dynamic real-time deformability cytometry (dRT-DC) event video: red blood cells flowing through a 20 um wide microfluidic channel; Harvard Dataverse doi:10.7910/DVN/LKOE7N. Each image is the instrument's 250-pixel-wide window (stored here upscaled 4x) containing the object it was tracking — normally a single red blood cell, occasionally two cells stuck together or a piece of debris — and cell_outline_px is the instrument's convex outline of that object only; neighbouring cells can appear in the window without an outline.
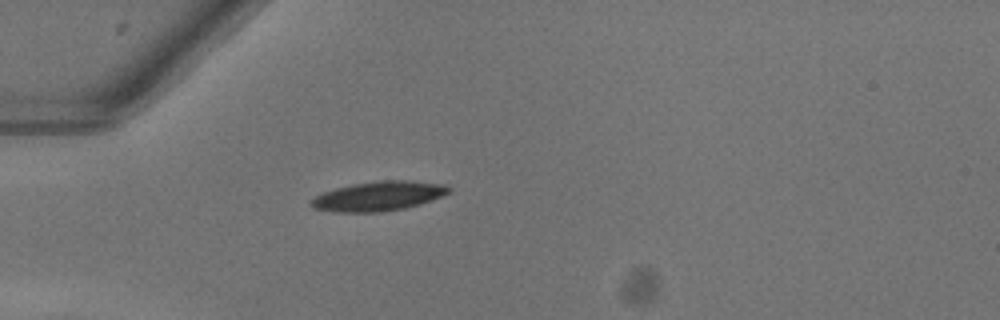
{"species": "common noctule bat (a hibernating species)", "species_latin": "Nyctalus noctula", "temperature_condition": "warm", "stored_images_in_passage": 34, "camera_frame_rate_fps": 3000, "um_per_image_px": 0.085, "animal": {"sex": "female"}, "frame": {"image": 1, "passage_image": 1, "time_ms": 0.0, "image_size_px": [1000, 320], "cell_outline_px": [[452, 188], [448, 192], [432, 200], [420, 204], [404, 208], [380, 212], [332, 212], [312, 208], [308, 204], [308, 200], [324, 192], [336, 188], [352, 184], [380, 180], [404, 180], [444, 184]], "centroid_in_image_um": [32.11, 16.67], "position_along_channel_um": 52.9, "area_um2": 23.7}}
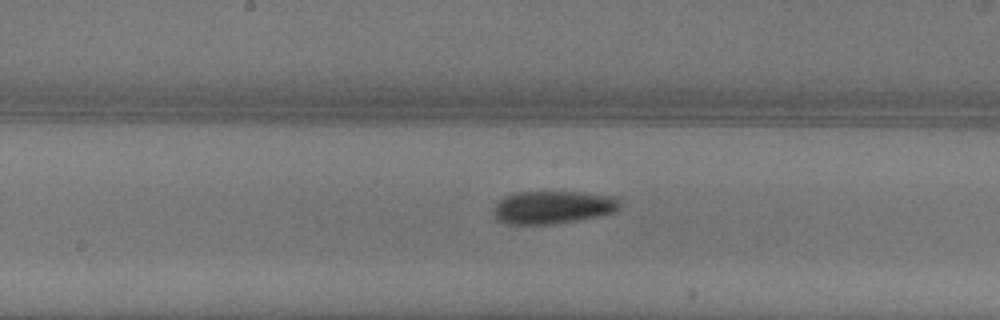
{"frame": {"image": 2, "passage_image": 13, "time_ms": 4.0, "image_size_px": [1000, 320], "cell_outline_px": [[620, 208], [616, 212], [600, 216], [576, 220], [544, 224], [508, 224], [500, 220], [492, 212], [496, 204], [504, 196], [516, 192], [584, 192], [616, 196], [620, 200]], "centroid_in_image_um": [47.05, 17.6], "position_along_channel_um": 201.2, "area_um2": 24.22}}
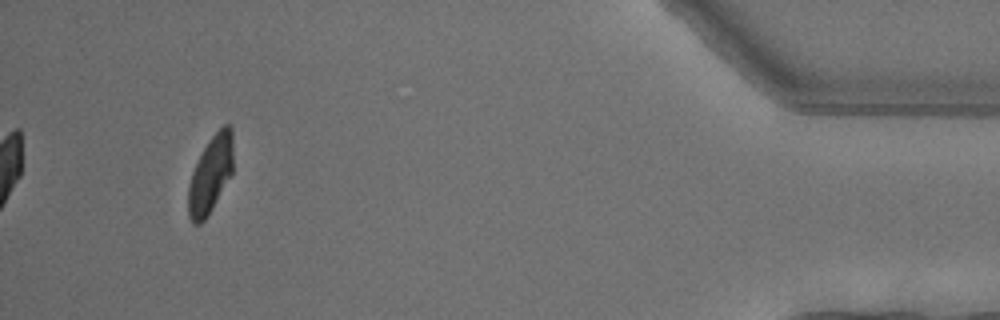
{"frame": {"image": 3, "passage_image": 34, "time_ms": 11.0, "image_size_px": [1000, 320], "cell_outline_px": [[232, 172], [208, 216], [200, 224], [192, 224], [188, 216], [188, 188], [192, 172], [208, 140], [224, 124], [228, 124], [232, 128]], "centroid_in_image_um": [17.88, 14.86], "position_along_channel_um": 417.3, "area_um2": 19.94}, "authors_computed_cell_mechanics": {"area_um2": 23.1489, "velocity_mm_per_s": 4.0464, "shape_relaxation_time_tau1_ms": 3.586, "shape_relaxation_time_tau2_ms": null, "deformation_change_tau1": 0.1363, "deformation_change_tau2": null}}